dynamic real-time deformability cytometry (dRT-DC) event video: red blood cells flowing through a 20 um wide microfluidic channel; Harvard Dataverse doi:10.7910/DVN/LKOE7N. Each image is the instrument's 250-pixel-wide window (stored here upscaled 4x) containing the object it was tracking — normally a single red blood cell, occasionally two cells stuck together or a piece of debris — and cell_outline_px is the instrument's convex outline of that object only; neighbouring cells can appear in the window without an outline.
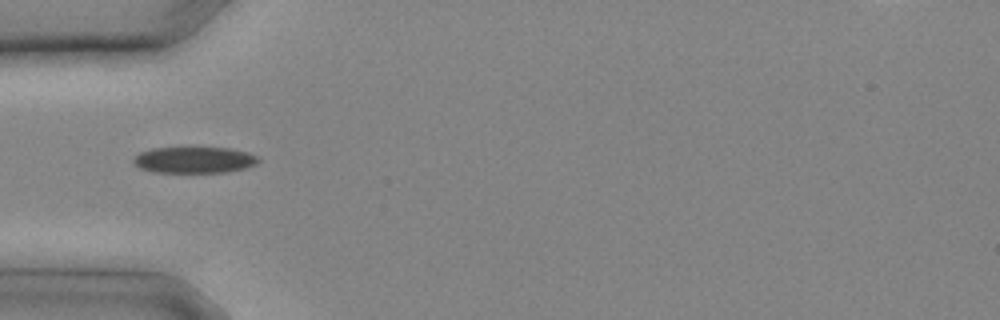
{"species": "common noctule bat (a hibernating species)", "species_latin": "Nyctalus noctula", "temperature_condition": "cold", "stored_images_in_passage": 7, "camera_frame_rate_fps": 3000, "um_per_image_px": 0.085, "animal": {"sex": "male", "body_mass_g": 20.4}, "frame": {"image": 1, "passage_image": 1, "time_ms": 0.0, "image_size_px": [1000, 320], "cell_outline_px": [[260, 160], [256, 164], [244, 168], [228, 172], [152, 172], [140, 168], [132, 164], [132, 160], [140, 152], [152, 148], [192, 144], [232, 148], [248, 152], [256, 156]], "centroid_in_image_um": [16.48, 13.53], "position_along_channel_um": 68.5, "area_um2": 20.29}}
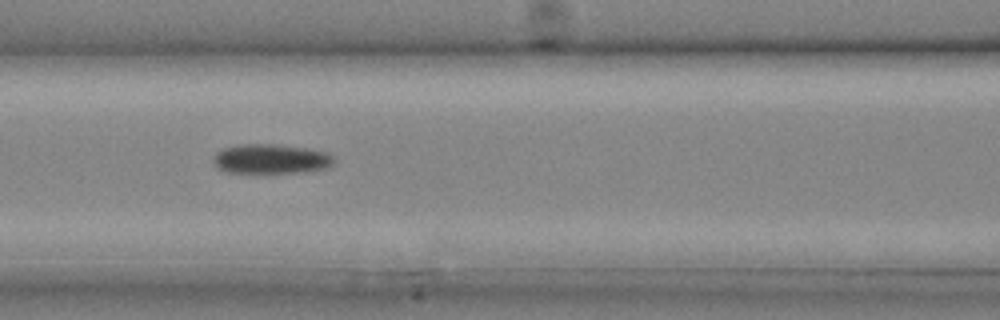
{"frame": {"image": 2, "passage_image": 4, "time_ms": 1.0, "image_size_px": [1000, 320], "cell_outline_px": [[336, 160], [328, 168], [304, 172], [228, 172], [216, 168], [212, 160], [212, 156], [216, 152], [224, 148], [240, 144], [272, 144], [308, 148], [328, 152]], "centroid_in_image_um": [23.03, 13.5], "position_along_channel_um": 143.6, "area_um2": 20.92}}
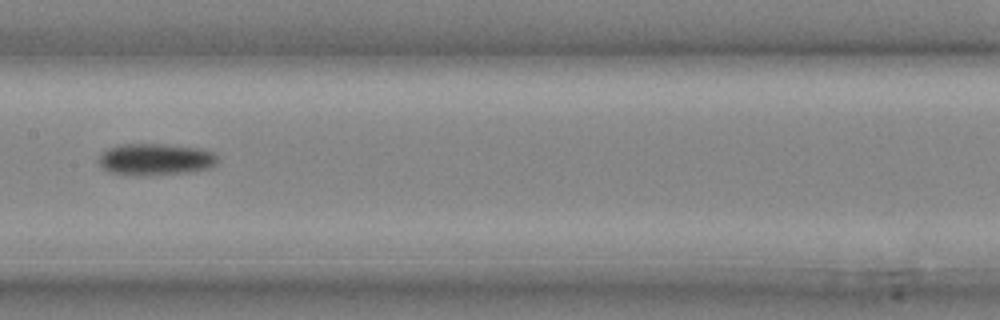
{"frame": {"image": 3, "passage_image": 6, "time_ms": 1.667, "image_size_px": [1000, 320], "cell_outline_px": [[220, 160], [212, 168], [192, 172], [108, 172], [96, 160], [108, 148], [120, 144], [164, 144], [204, 148], [216, 152]], "centroid_in_image_um": [13.35, 13.48], "position_along_channel_um": 194.1, "area_um2": 21.33}}